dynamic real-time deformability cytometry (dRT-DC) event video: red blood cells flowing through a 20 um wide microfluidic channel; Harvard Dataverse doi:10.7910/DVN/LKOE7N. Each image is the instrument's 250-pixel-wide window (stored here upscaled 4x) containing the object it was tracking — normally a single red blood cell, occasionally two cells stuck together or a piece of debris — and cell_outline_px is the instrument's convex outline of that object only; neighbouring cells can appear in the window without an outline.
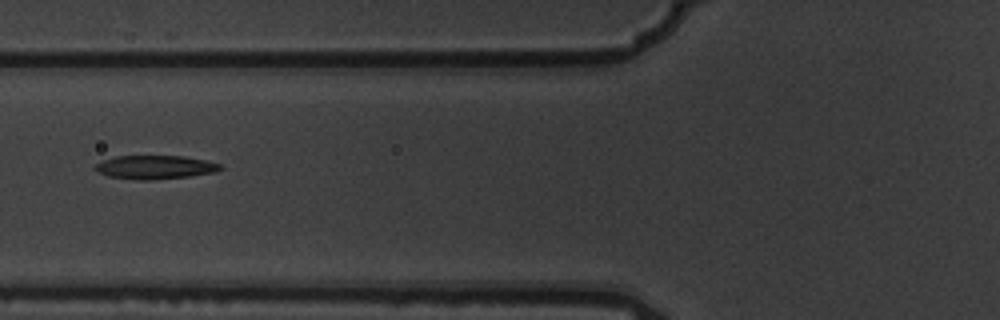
{"species": "common noctule bat (a hibernating species)", "species_latin": "Nyctalus noctula", "temperature_condition": "warm", "stored_images_in_passage": 3, "camera_frame_rate_fps": 3000, "um_per_image_px": 0.085, "animal": {"sex": "male", "body_mass_g": 19.5, "forearm_length_mm": 54.6}, "frame": {"image": 1, "passage_image": 3, "time_ms": 0.667, "image_size_px": [1000, 320], "cell_outline_px": [[224, 168], [216, 172], [188, 176], [152, 180], [140, 180], [108, 176], [92, 168], [96, 164], [104, 160], [116, 156], [184, 156], [204, 160], [220, 164]], "centroid_in_image_um": [13.19, 14.21], "position_along_channel_um": 112.6, "area_um2": 17.11}}